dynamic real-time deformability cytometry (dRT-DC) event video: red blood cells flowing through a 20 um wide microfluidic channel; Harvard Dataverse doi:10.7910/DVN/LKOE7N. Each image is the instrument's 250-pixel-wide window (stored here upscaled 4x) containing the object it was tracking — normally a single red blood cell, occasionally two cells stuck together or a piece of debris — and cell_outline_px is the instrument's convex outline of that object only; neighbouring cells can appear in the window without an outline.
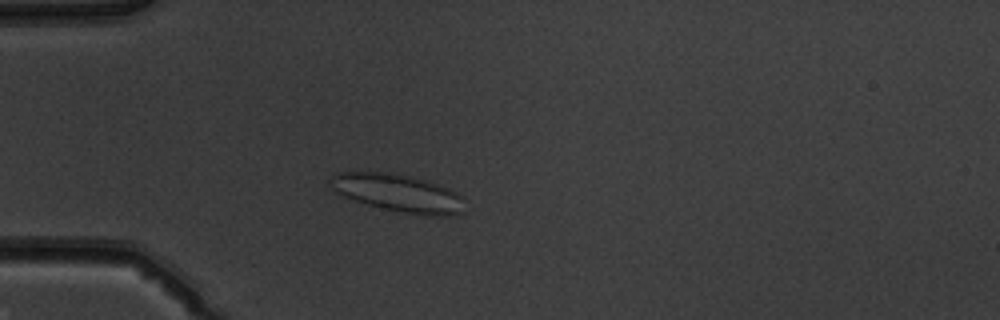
{"species": "common noctule bat (a hibernating species)", "species_latin": "Nyctalus noctula", "temperature_condition": "warm", "stored_images_in_passage": 44, "camera_frame_rate_fps": 3000, "um_per_image_px": 0.085, "animal": {"sex": "male", "body_mass_g": 19.5, "forearm_length_mm": 54.6}, "frame": {"image": 1, "passage_image": 8, "time_ms": 2.333, "image_size_px": [1000, 320], "cell_outline_px": [[464, 212], [444, 216], [428, 216], [380, 208], [344, 196], [336, 192], [332, 188], [328, 180], [336, 172], [380, 172], [408, 176], [428, 180], [448, 188], [464, 196]], "centroid_in_image_um": [33.87, 16.41], "position_along_channel_um": 51.1, "area_um2": 29.42}}
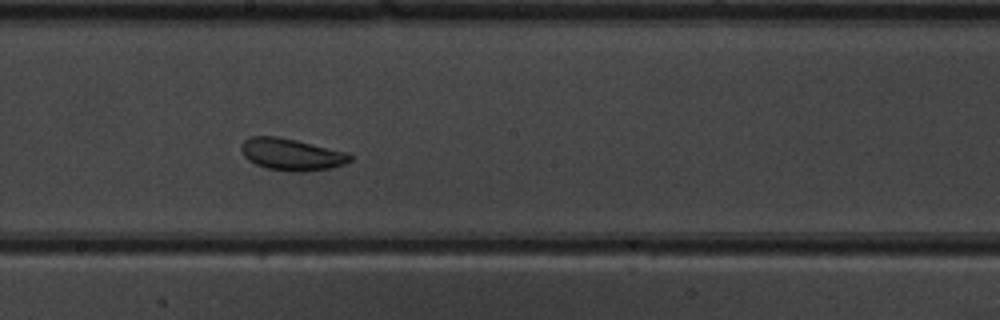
{"frame": {"image": 2, "passage_image": 22, "time_ms": 7.0, "image_size_px": [1000, 320], "cell_outline_px": [[352, 160], [344, 164], [332, 168], [304, 172], [288, 172], [268, 168], [256, 164], [248, 160], [244, 156], [240, 148], [240, 144], [248, 136], [276, 136], [296, 140], [348, 152], [352, 156]], "centroid_in_image_um": [24.77, 13.13], "position_along_channel_um": 223.4, "area_um2": 20.46}}
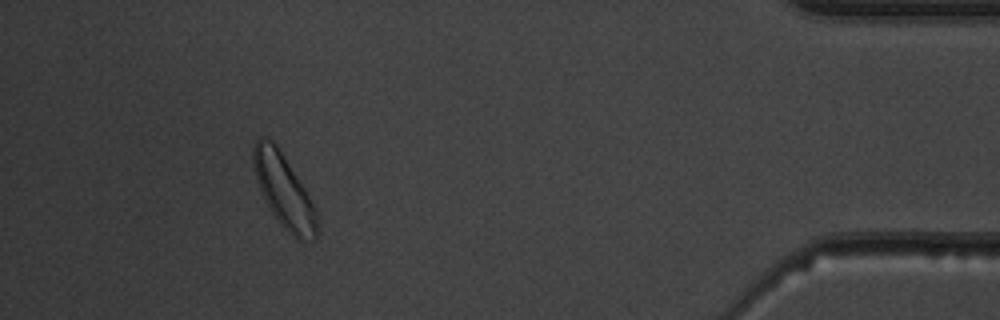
{"frame": {"image": 3, "passage_image": 40, "time_ms": 13.0, "image_size_px": [1000, 320], "cell_outline_px": [[320, 232], [316, 240], [300, 240], [292, 236], [280, 224], [264, 200], [252, 164], [252, 148], [256, 140], [260, 136], [264, 136], [272, 140], [276, 144], [304, 188], [316, 208], [320, 220]], "centroid_in_image_um": [24.17, 16.27], "position_along_channel_um": 411.0, "area_um2": 27.46}, "authors_computed_cell_mechanics": {"area_um2": 22.2819, "velocity_mm_per_s": 3.9981, "shape_relaxation_time_tau1_ms": 11.1697, "shape_relaxation_time_tau2_ms": 1.0418, "deformation_change_tau1": 0.1157, "deformation_change_tau2": 0.073}}